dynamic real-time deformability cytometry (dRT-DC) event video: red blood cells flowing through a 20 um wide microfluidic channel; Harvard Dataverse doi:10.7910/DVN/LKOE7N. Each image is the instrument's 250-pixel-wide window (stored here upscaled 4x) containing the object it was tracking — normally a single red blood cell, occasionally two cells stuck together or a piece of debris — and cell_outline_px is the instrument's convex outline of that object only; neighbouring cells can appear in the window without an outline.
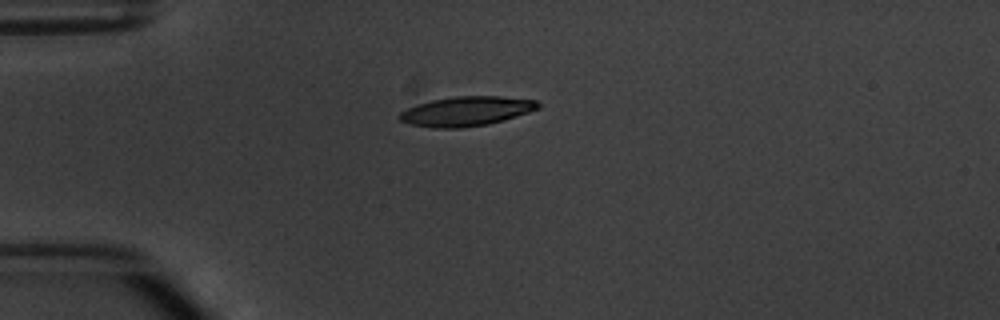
{"species": "common noctule bat (a hibernating species)", "species_latin": "Nyctalus noctula", "temperature_condition": "warm", "stored_images_in_passage": 3, "camera_frame_rate_fps": 3000, "um_per_image_px": 0.085, "animal": {"sex": "male", "body_mass_g": 20.1, "forearm_length_mm": 53.5}, "frame": {"image": 1, "passage_image": 1, "time_ms": 0.0, "image_size_px": [1000, 320], "cell_outline_px": [[540, 108], [504, 120], [488, 124], [460, 128], [432, 128], [408, 124], [400, 120], [400, 112], [408, 108], [432, 100], [456, 96], [500, 96], [536, 100], [540, 104]], "centroid_in_image_um": [39.65, 9.46], "position_along_channel_um": 45.3, "area_um2": 23.7}}